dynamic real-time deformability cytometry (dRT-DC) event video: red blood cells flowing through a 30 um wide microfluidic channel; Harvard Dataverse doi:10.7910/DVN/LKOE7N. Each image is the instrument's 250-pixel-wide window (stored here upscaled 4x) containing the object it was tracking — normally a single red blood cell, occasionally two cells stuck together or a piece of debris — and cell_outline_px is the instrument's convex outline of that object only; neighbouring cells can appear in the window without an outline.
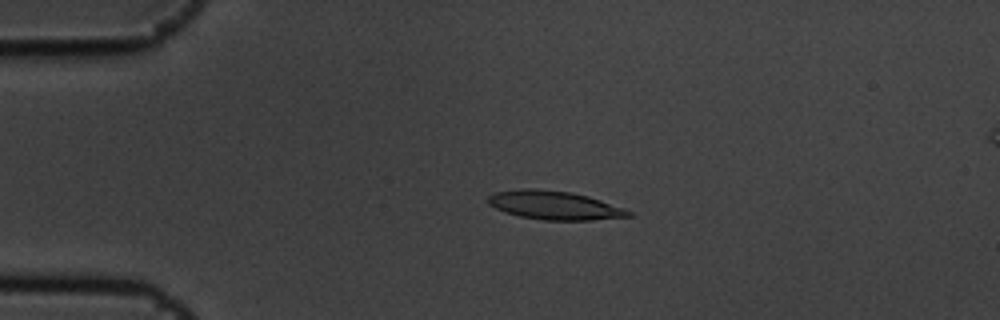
{"species": "common noctule bat (a hibernating species)", "species_latin": "Nyctalus noctula", "temperature_condition": "cold", "stored_images_in_passage": 4, "camera_frame_rate_fps": 3000, "um_per_image_px": 0.085, "animal": {"sex": "male", "body_mass_g": 19.5, "forearm_length_mm": 54.6}, "frame": {"image": 1, "passage_image": 3, "time_ms": 0.667, "image_size_px": [1000, 320], "cell_outline_px": [[632, 216], [592, 220], [544, 220], [520, 216], [496, 208], [488, 204], [488, 196], [496, 192], [520, 188], [532, 188], [572, 192], [588, 196], [624, 208], [632, 212]], "centroid_in_image_um": [47.14, 17.44], "position_along_channel_um": 37.9, "area_um2": 23.29}}